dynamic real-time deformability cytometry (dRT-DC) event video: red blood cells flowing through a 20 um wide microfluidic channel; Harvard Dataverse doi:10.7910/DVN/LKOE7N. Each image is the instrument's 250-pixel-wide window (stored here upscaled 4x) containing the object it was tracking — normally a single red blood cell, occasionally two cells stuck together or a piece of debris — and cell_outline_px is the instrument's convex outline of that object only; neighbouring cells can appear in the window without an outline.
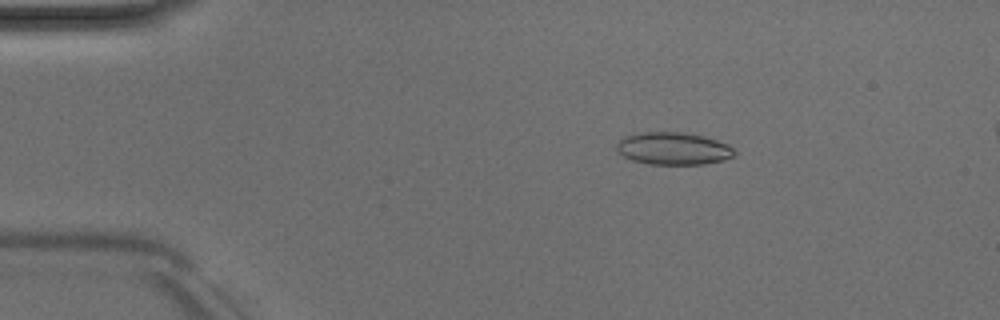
{"species": "Egyptian fruit bat (a non-hibernating species)", "species_latin": "Rousettus aegyptiacus", "temperature_condition": "room temperature", "stored_images_in_passage": 50, "segment_of_instrument_passage": [1, 2], "camera_frame_rate_fps": 3000, "um_per_image_px": 0.085, "animal": {"sex": "male"}, "frame": {"image": 1, "passage_image": 7, "time_ms": 2.0, "image_size_px": [1000, 320], "cell_outline_px": [[736, 156], [704, 164], [648, 164], [632, 160], [624, 156], [616, 148], [616, 144], [624, 136], [640, 132], [684, 132], [704, 136], [728, 144], [736, 152]], "centroid_in_image_um": [57.23, 12.62], "position_along_channel_um": 27.8, "area_um2": 22.25}}
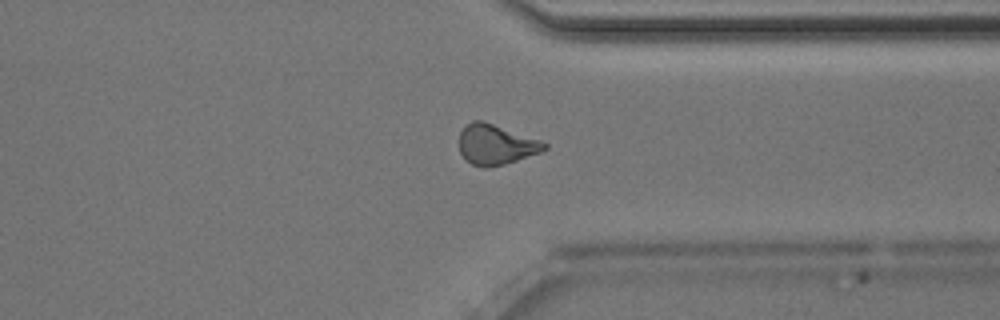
{"frame": {"image": 2, "passage_image": 37, "time_ms": 12.0, "image_size_px": [1000, 320], "cell_outline_px": [[548, 148], [540, 152], [504, 164], [488, 168], [484, 168], [472, 164], [460, 152], [460, 132], [472, 120], [484, 120], [540, 140], [548, 144]], "centroid_in_image_um": [42.16, 12.28], "position_along_channel_um": 369.2, "area_um2": 19.77}}
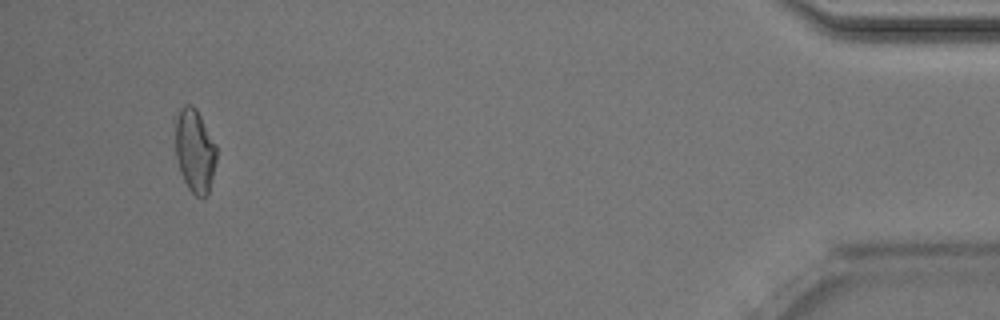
{"frame": {"image": 3, "passage_image": 46, "time_ms": 15.0, "image_size_px": [1000, 320], "cell_outline_px": [[216, 160], [208, 192], [204, 196], [196, 196], [188, 188], [184, 180], [176, 156], [176, 116], [180, 108], [184, 104], [192, 104], [196, 108], [216, 144]], "centroid_in_image_um": [16.56, 12.76], "position_along_channel_um": 418.6, "area_um2": 19.65}}